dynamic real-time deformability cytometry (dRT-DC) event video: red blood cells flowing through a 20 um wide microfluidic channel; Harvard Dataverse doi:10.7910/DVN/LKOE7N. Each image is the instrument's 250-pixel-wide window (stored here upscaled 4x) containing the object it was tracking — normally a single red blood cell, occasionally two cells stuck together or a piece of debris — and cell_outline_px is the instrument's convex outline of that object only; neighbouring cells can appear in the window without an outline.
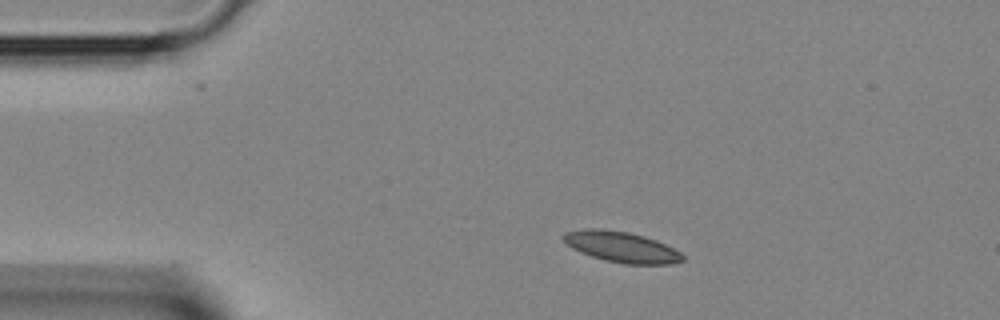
{"species": "Egyptian fruit bat (a non-hibernating species)", "species_latin": "Rousettus aegyptiacus", "temperature_condition": "room temperature", "stored_images_in_passage": 3, "segment_of_instrument_passage": [2, 2], "camera_frame_rate_fps": 3000, "um_per_image_px": 0.085, "animal": {"sex": "female"}, "frame": {"image": 1, "passage_image": 3, "time_ms": 0.667, "image_size_px": [1000, 320], "cell_outline_px": [[684, 260], [672, 264], [624, 264], [604, 260], [580, 252], [572, 248], [560, 236], [564, 232], [584, 228], [600, 228], [628, 232], [644, 236], [656, 240], [680, 252], [684, 256]], "centroid_in_image_um": [52.8, 20.98], "position_along_channel_um": 32.2, "area_um2": 21.39}}